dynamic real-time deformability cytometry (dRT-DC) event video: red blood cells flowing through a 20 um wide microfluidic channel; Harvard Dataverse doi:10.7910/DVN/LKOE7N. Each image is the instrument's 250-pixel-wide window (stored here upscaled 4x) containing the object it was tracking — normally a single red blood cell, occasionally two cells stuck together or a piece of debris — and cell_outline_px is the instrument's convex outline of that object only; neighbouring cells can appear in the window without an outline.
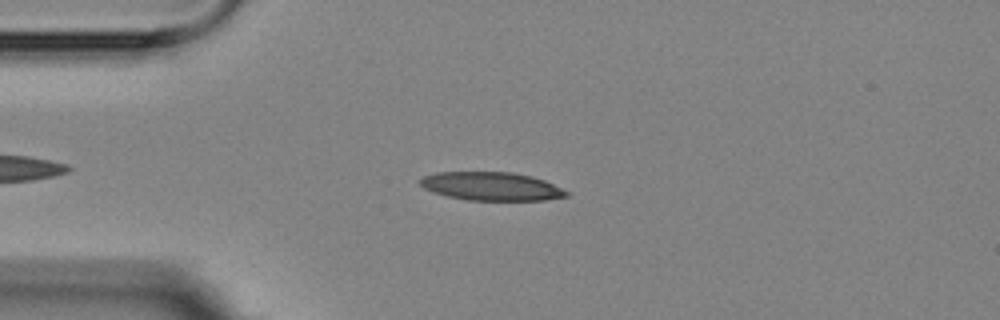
{"species": "Egyptian fruit bat (a non-hibernating species)", "species_latin": "Rousettus aegyptiacus", "temperature_condition": "room temperature", "stored_images_in_passage": 14, "camera_frame_rate_fps": 3000, "um_per_image_px": 0.085, "animal": {"sex": "female"}, "frame": {"image": 1, "passage_image": 3, "time_ms": 2.333, "image_size_px": [1000, 320], "cell_outline_px": [[568, 196], [544, 200], [468, 200], [448, 196], [432, 192], [424, 188], [420, 184], [420, 180], [424, 176], [436, 172], [512, 172], [532, 176], [544, 180], [568, 192]], "centroid_in_image_um": [41.75, 15.83], "position_along_channel_um": 43.3, "area_um2": 24.04}}
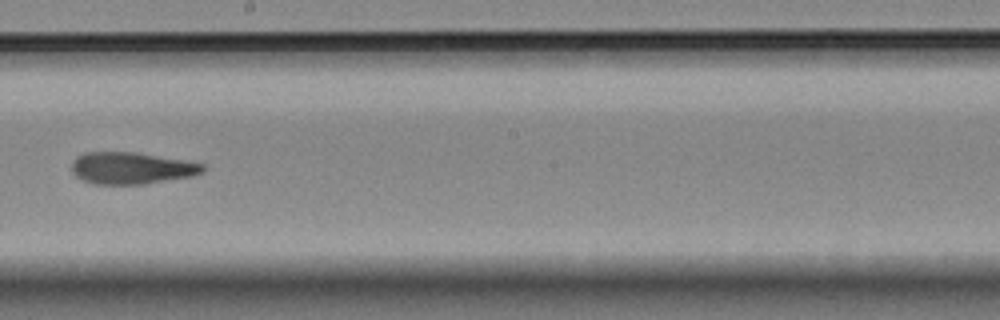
{"frame": {"image": 2, "passage_image": 8, "time_ms": 8.333, "image_size_px": [1000, 320], "cell_outline_px": [[204, 172], [192, 176], [144, 184], [96, 184], [84, 180], [76, 176], [72, 172], [72, 160], [76, 156], [84, 152], [136, 152], [184, 160], [204, 164]], "centroid_in_image_um": [11.16, 14.28], "position_along_channel_um": 237.0, "area_um2": 24.33}}
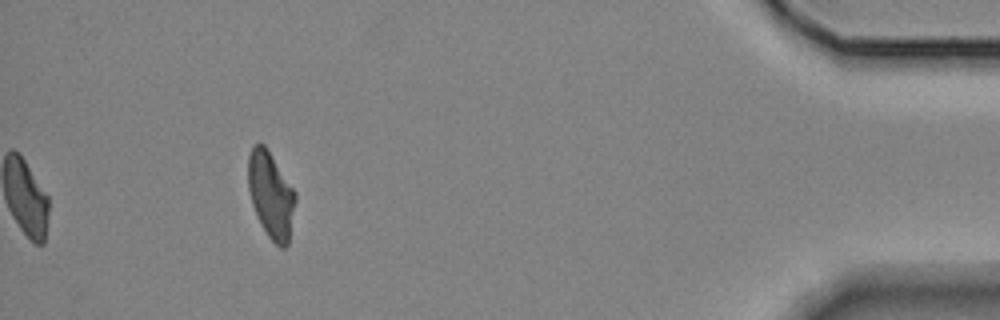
{"frame": {"image": 3, "passage_image": 14, "time_ms": 15.0, "image_size_px": [1000, 320], "cell_outline_px": [[296, 200], [288, 244], [284, 248], [280, 248], [268, 236], [260, 224], [256, 216], [252, 204], [248, 188], [248, 156], [252, 144], [260, 140], [268, 148], [296, 192]], "centroid_in_image_um": [23.01, 16.52], "position_along_channel_um": 412.2, "area_um2": 24.22}, "authors_computed_cell_mechanics": {"area_um2": 24.276, "velocity_mm_per_s": 3.5481, "shape_relaxation_time_tau1_ms": null, "shape_relaxation_time_tau2_ms": 9.2698, "deformation_change_tau1": null, "deformation_change_tau2": 0.1602}}